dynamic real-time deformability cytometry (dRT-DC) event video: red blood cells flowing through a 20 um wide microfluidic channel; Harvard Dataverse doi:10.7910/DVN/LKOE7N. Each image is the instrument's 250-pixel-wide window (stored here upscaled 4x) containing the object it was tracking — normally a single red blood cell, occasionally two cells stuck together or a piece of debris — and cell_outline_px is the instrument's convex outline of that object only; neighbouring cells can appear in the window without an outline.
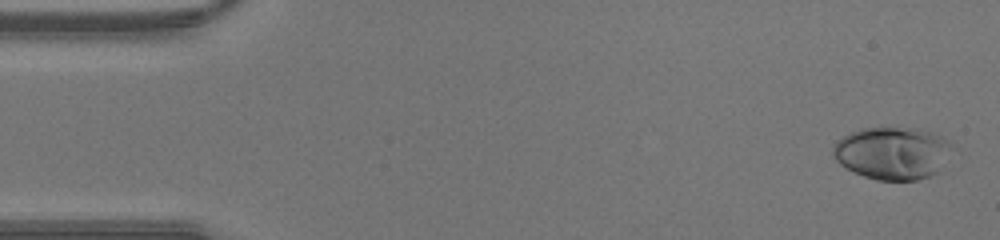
{"species": "human", "species_latin": "Homo sapiens", "temperature_condition": "warm", "stored_images_in_passage": 45, "camera_frame_rate_fps": 3000, "um_per_image_px": 0.085, "donor": {"sex": "male"}, "frame": {"image": 1, "passage_image": 2, "time_ms": 0.333, "image_size_px": [1000, 240], "cell_outline_px": [[956, 148], [936, 172], [928, 176], [916, 180], [876, 180], [864, 176], [840, 164], [832, 156], [832, 148], [836, 140], [860, 128], [916, 128], [932, 132], [948, 140]], "centroid_in_image_um": [75.87, 13.0], "position_along_channel_um": 9.1, "area_um2": 36.53}}
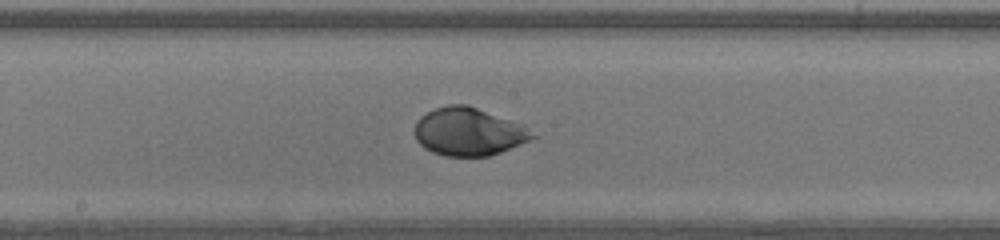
{"frame": {"image": 2, "passage_image": 24, "time_ms": 7.667, "image_size_px": [1000, 240], "cell_outline_px": [[540, 136], [500, 152], [488, 156], [444, 156], [432, 152], [424, 148], [416, 140], [416, 120], [420, 116], [436, 108], [448, 104], [468, 104], [524, 124]], "centroid_in_image_um": [39.87, 11.18], "position_along_channel_um": 208.3, "area_um2": 33.18}}
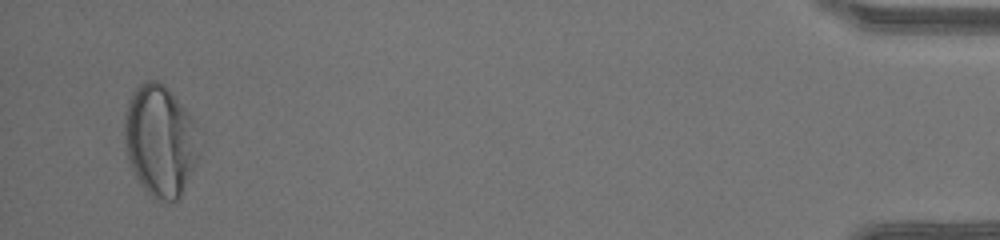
{"frame": {"image": 3, "passage_image": 44, "time_ms": 14.333, "image_size_px": [1000, 240], "cell_outline_px": [[200, 156], [180, 196], [176, 200], [156, 200], [140, 184], [128, 160], [124, 136], [124, 116], [128, 100], [132, 92], [144, 80], [156, 80], [164, 84], [168, 88], [196, 120]], "centroid_in_image_um": [13.62, 11.92], "position_along_channel_um": 421.6, "area_um2": 48.9}}